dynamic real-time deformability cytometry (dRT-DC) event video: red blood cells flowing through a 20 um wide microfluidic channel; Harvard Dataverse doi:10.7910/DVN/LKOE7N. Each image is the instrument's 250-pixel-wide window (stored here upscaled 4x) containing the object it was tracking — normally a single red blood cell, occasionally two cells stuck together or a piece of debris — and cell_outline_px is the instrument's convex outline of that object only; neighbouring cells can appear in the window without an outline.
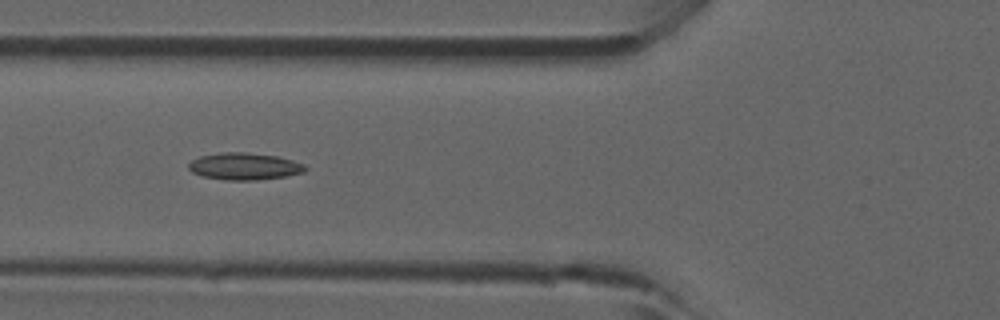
{"species": "common noctule bat (a hibernating species)", "species_latin": "Nyctalus noctula", "temperature_condition": "room temperature", "stored_images_in_passage": 40, "camera_frame_rate_fps": 3000, "um_per_image_px": 0.085, "animal": {"sex": "male", "forearm_length_mm": 52.5}, "frame": {"image": 1, "passage_image": 17, "time_ms": 5.333, "image_size_px": [1000, 320], "cell_outline_px": [[308, 168], [304, 172], [288, 176], [256, 180], [224, 180], [200, 176], [192, 172], [188, 168], [188, 164], [192, 160], [200, 156], [224, 152], [244, 152], [276, 156], [292, 160], [304, 164]], "centroid_in_image_um": [20.77, 14.15], "position_along_channel_um": 105.0, "area_um2": 18.44}}
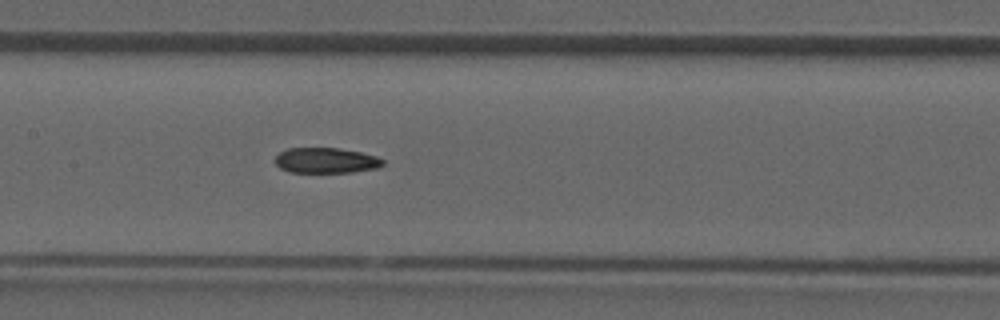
{"frame": {"image": 2, "passage_image": 22, "time_ms": 7.0, "image_size_px": [1000, 320], "cell_outline_px": [[384, 164], [380, 168], [352, 172], [288, 172], [280, 168], [276, 164], [276, 156], [280, 152], [288, 148], [336, 148], [360, 152], [376, 156], [384, 160]], "centroid_in_image_um": [27.73, 13.64], "position_along_channel_um": 179.7, "area_um2": 15.95}}